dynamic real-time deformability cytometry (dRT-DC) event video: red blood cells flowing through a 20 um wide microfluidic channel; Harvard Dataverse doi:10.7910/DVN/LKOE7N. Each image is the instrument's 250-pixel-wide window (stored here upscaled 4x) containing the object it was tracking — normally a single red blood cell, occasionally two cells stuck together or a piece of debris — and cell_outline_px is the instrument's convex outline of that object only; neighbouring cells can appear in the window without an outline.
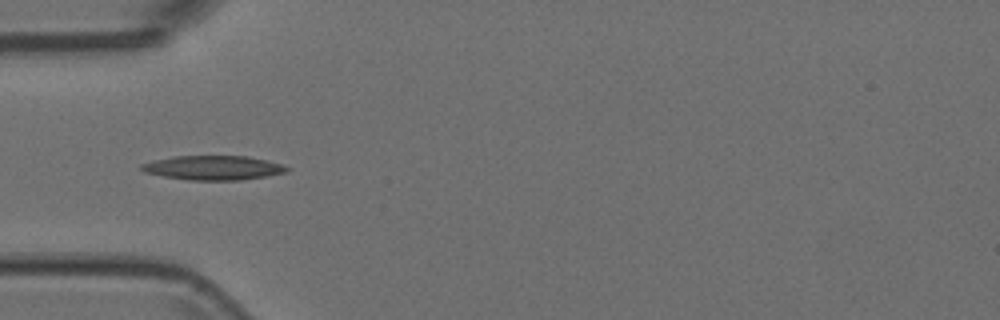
{"species": "Egyptian fruit bat (a non-hibernating species)", "species_latin": "Rousettus aegyptiacus", "temperature_condition": "room temperature", "stored_images_in_passage": 7, "camera_frame_rate_fps": 3000, "um_per_image_px": 0.085, "animal": {"sex": "female"}, "frame": {"image": 1, "passage_image": 4, "time_ms": 1.0, "image_size_px": [1000, 320], "cell_outline_px": [[292, 168], [288, 172], [240, 180], [188, 180], [164, 176], [144, 172], [140, 168], [140, 164], [152, 160], [176, 156], [248, 156], [280, 164]], "centroid_in_image_um": [18.1, 14.26], "position_along_channel_um": 66.9, "area_um2": 20.52}}
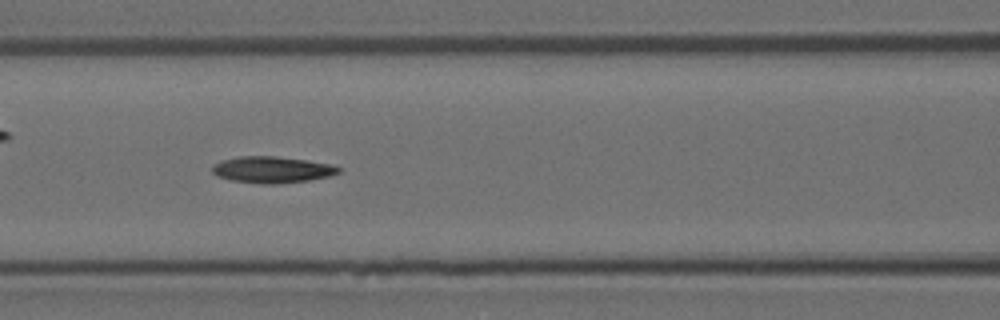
{"frame": {"image": 2, "passage_image": 6, "time_ms": 1.667, "image_size_px": [1000, 320], "cell_outline_px": [[340, 172], [328, 176], [308, 180], [276, 184], [260, 184], [232, 180], [216, 176], [212, 172], [212, 164], [224, 160], [240, 156], [276, 156], [332, 164], [340, 168]], "centroid_in_image_um": [23.09, 14.42], "position_along_channel_um": 143.5, "area_um2": 19.36}}
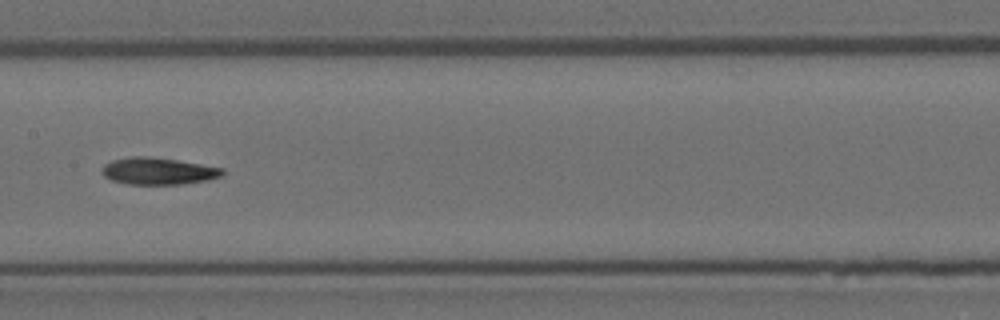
{"frame": {"image": 3, "passage_image": 7, "time_ms": 2.0, "image_size_px": [1000, 320], "cell_outline_px": [[224, 176], [208, 180], [184, 184], [128, 184], [112, 180], [104, 176], [100, 172], [104, 164], [112, 160], [128, 156], [152, 156], [224, 168]], "centroid_in_image_um": [13.44, 14.54], "position_along_channel_um": 194.0, "area_um2": 19.13}}